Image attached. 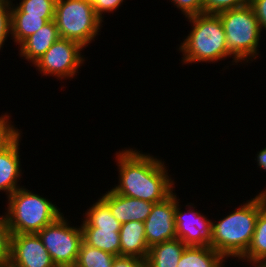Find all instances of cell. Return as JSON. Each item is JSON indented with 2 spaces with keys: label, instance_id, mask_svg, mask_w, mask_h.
<instances>
[{
  "label": "cell",
  "instance_id": "cell-14",
  "mask_svg": "<svg viewBox=\"0 0 266 267\" xmlns=\"http://www.w3.org/2000/svg\"><path fill=\"white\" fill-rule=\"evenodd\" d=\"M59 38L55 21H49L18 46L19 56L34 64Z\"/></svg>",
  "mask_w": 266,
  "mask_h": 267
},
{
  "label": "cell",
  "instance_id": "cell-6",
  "mask_svg": "<svg viewBox=\"0 0 266 267\" xmlns=\"http://www.w3.org/2000/svg\"><path fill=\"white\" fill-rule=\"evenodd\" d=\"M54 21L60 38L87 47L101 31L102 20L87 0H56Z\"/></svg>",
  "mask_w": 266,
  "mask_h": 267
},
{
  "label": "cell",
  "instance_id": "cell-12",
  "mask_svg": "<svg viewBox=\"0 0 266 267\" xmlns=\"http://www.w3.org/2000/svg\"><path fill=\"white\" fill-rule=\"evenodd\" d=\"M102 195L100 198L109 206L112 215L121 224L130 221L144 222L154 205L148 201L115 193L112 189Z\"/></svg>",
  "mask_w": 266,
  "mask_h": 267
},
{
  "label": "cell",
  "instance_id": "cell-32",
  "mask_svg": "<svg viewBox=\"0 0 266 267\" xmlns=\"http://www.w3.org/2000/svg\"><path fill=\"white\" fill-rule=\"evenodd\" d=\"M256 158H257L256 162L259 168L265 170L266 172V147L257 152Z\"/></svg>",
  "mask_w": 266,
  "mask_h": 267
},
{
  "label": "cell",
  "instance_id": "cell-24",
  "mask_svg": "<svg viewBox=\"0 0 266 267\" xmlns=\"http://www.w3.org/2000/svg\"><path fill=\"white\" fill-rule=\"evenodd\" d=\"M9 113L0 116V152L10 147L20 136L21 129L12 125Z\"/></svg>",
  "mask_w": 266,
  "mask_h": 267
},
{
  "label": "cell",
  "instance_id": "cell-1",
  "mask_svg": "<svg viewBox=\"0 0 266 267\" xmlns=\"http://www.w3.org/2000/svg\"><path fill=\"white\" fill-rule=\"evenodd\" d=\"M115 160L119 171L118 184L111 188L115 193L151 203L162 202L173 193L175 182L162 159L127 148L116 152Z\"/></svg>",
  "mask_w": 266,
  "mask_h": 267
},
{
  "label": "cell",
  "instance_id": "cell-11",
  "mask_svg": "<svg viewBox=\"0 0 266 267\" xmlns=\"http://www.w3.org/2000/svg\"><path fill=\"white\" fill-rule=\"evenodd\" d=\"M7 267H56L38 234H12Z\"/></svg>",
  "mask_w": 266,
  "mask_h": 267
},
{
  "label": "cell",
  "instance_id": "cell-29",
  "mask_svg": "<svg viewBox=\"0 0 266 267\" xmlns=\"http://www.w3.org/2000/svg\"><path fill=\"white\" fill-rule=\"evenodd\" d=\"M93 7L97 16L103 21L105 13L119 9L124 0H87Z\"/></svg>",
  "mask_w": 266,
  "mask_h": 267
},
{
  "label": "cell",
  "instance_id": "cell-5",
  "mask_svg": "<svg viewBox=\"0 0 266 267\" xmlns=\"http://www.w3.org/2000/svg\"><path fill=\"white\" fill-rule=\"evenodd\" d=\"M217 15L225 31L228 52L244 64L256 60L259 56L261 29L252 6L248 3Z\"/></svg>",
  "mask_w": 266,
  "mask_h": 267
},
{
  "label": "cell",
  "instance_id": "cell-13",
  "mask_svg": "<svg viewBox=\"0 0 266 267\" xmlns=\"http://www.w3.org/2000/svg\"><path fill=\"white\" fill-rule=\"evenodd\" d=\"M19 142L21 136L10 147L0 152V191H4L7 197L22 187L18 184L22 178Z\"/></svg>",
  "mask_w": 266,
  "mask_h": 267
},
{
  "label": "cell",
  "instance_id": "cell-30",
  "mask_svg": "<svg viewBox=\"0 0 266 267\" xmlns=\"http://www.w3.org/2000/svg\"><path fill=\"white\" fill-rule=\"evenodd\" d=\"M258 19L261 31L266 30V0H249Z\"/></svg>",
  "mask_w": 266,
  "mask_h": 267
},
{
  "label": "cell",
  "instance_id": "cell-2",
  "mask_svg": "<svg viewBox=\"0 0 266 267\" xmlns=\"http://www.w3.org/2000/svg\"><path fill=\"white\" fill-rule=\"evenodd\" d=\"M263 190L218 222L212 221L210 246L225 259L237 257L239 260L249 248L257 217L266 205V189Z\"/></svg>",
  "mask_w": 266,
  "mask_h": 267
},
{
  "label": "cell",
  "instance_id": "cell-17",
  "mask_svg": "<svg viewBox=\"0 0 266 267\" xmlns=\"http://www.w3.org/2000/svg\"><path fill=\"white\" fill-rule=\"evenodd\" d=\"M226 259L211 246H187L177 267H225Z\"/></svg>",
  "mask_w": 266,
  "mask_h": 267
},
{
  "label": "cell",
  "instance_id": "cell-27",
  "mask_svg": "<svg viewBox=\"0 0 266 267\" xmlns=\"http://www.w3.org/2000/svg\"><path fill=\"white\" fill-rule=\"evenodd\" d=\"M11 1L0 0V51L4 42L11 35Z\"/></svg>",
  "mask_w": 266,
  "mask_h": 267
},
{
  "label": "cell",
  "instance_id": "cell-23",
  "mask_svg": "<svg viewBox=\"0 0 266 267\" xmlns=\"http://www.w3.org/2000/svg\"><path fill=\"white\" fill-rule=\"evenodd\" d=\"M19 4H12L11 13H28V15L54 18L56 0H19Z\"/></svg>",
  "mask_w": 266,
  "mask_h": 267
},
{
  "label": "cell",
  "instance_id": "cell-34",
  "mask_svg": "<svg viewBox=\"0 0 266 267\" xmlns=\"http://www.w3.org/2000/svg\"><path fill=\"white\" fill-rule=\"evenodd\" d=\"M252 267H266V264H251Z\"/></svg>",
  "mask_w": 266,
  "mask_h": 267
},
{
  "label": "cell",
  "instance_id": "cell-20",
  "mask_svg": "<svg viewBox=\"0 0 266 267\" xmlns=\"http://www.w3.org/2000/svg\"><path fill=\"white\" fill-rule=\"evenodd\" d=\"M250 264H266V205L260 210L249 248L239 259Z\"/></svg>",
  "mask_w": 266,
  "mask_h": 267
},
{
  "label": "cell",
  "instance_id": "cell-22",
  "mask_svg": "<svg viewBox=\"0 0 266 267\" xmlns=\"http://www.w3.org/2000/svg\"><path fill=\"white\" fill-rule=\"evenodd\" d=\"M115 257L82 242L74 267H112Z\"/></svg>",
  "mask_w": 266,
  "mask_h": 267
},
{
  "label": "cell",
  "instance_id": "cell-8",
  "mask_svg": "<svg viewBox=\"0 0 266 267\" xmlns=\"http://www.w3.org/2000/svg\"><path fill=\"white\" fill-rule=\"evenodd\" d=\"M84 48L76 41L59 38L33 65L43 76L72 79L84 64L85 57L81 55Z\"/></svg>",
  "mask_w": 266,
  "mask_h": 267
},
{
  "label": "cell",
  "instance_id": "cell-7",
  "mask_svg": "<svg viewBox=\"0 0 266 267\" xmlns=\"http://www.w3.org/2000/svg\"><path fill=\"white\" fill-rule=\"evenodd\" d=\"M78 227H72L62 214L37 233L56 267L75 266L83 242L82 229Z\"/></svg>",
  "mask_w": 266,
  "mask_h": 267
},
{
  "label": "cell",
  "instance_id": "cell-15",
  "mask_svg": "<svg viewBox=\"0 0 266 267\" xmlns=\"http://www.w3.org/2000/svg\"><path fill=\"white\" fill-rule=\"evenodd\" d=\"M120 256L146 259L149 247L145 237L144 222L130 221L121 224Z\"/></svg>",
  "mask_w": 266,
  "mask_h": 267
},
{
  "label": "cell",
  "instance_id": "cell-4",
  "mask_svg": "<svg viewBox=\"0 0 266 267\" xmlns=\"http://www.w3.org/2000/svg\"><path fill=\"white\" fill-rule=\"evenodd\" d=\"M7 199L5 216L12 234H36L63 214L50 199L25 187L18 188Z\"/></svg>",
  "mask_w": 266,
  "mask_h": 267
},
{
  "label": "cell",
  "instance_id": "cell-9",
  "mask_svg": "<svg viewBox=\"0 0 266 267\" xmlns=\"http://www.w3.org/2000/svg\"><path fill=\"white\" fill-rule=\"evenodd\" d=\"M179 200L176 195V238L187 246H210L212 220L200 211H196L192 203L185 205L186 210L189 208L188 211L181 210Z\"/></svg>",
  "mask_w": 266,
  "mask_h": 267
},
{
  "label": "cell",
  "instance_id": "cell-18",
  "mask_svg": "<svg viewBox=\"0 0 266 267\" xmlns=\"http://www.w3.org/2000/svg\"><path fill=\"white\" fill-rule=\"evenodd\" d=\"M83 242L115 256H120V233L115 228L81 227Z\"/></svg>",
  "mask_w": 266,
  "mask_h": 267
},
{
  "label": "cell",
  "instance_id": "cell-3",
  "mask_svg": "<svg viewBox=\"0 0 266 267\" xmlns=\"http://www.w3.org/2000/svg\"><path fill=\"white\" fill-rule=\"evenodd\" d=\"M192 30L183 43L179 45L182 52V63L218 62L232 57L233 62L238 61L228 52L225 31L217 14H198L187 17Z\"/></svg>",
  "mask_w": 266,
  "mask_h": 267
},
{
  "label": "cell",
  "instance_id": "cell-25",
  "mask_svg": "<svg viewBox=\"0 0 266 267\" xmlns=\"http://www.w3.org/2000/svg\"><path fill=\"white\" fill-rule=\"evenodd\" d=\"M12 232L5 215H0V267H7L11 258Z\"/></svg>",
  "mask_w": 266,
  "mask_h": 267
},
{
  "label": "cell",
  "instance_id": "cell-21",
  "mask_svg": "<svg viewBox=\"0 0 266 267\" xmlns=\"http://www.w3.org/2000/svg\"><path fill=\"white\" fill-rule=\"evenodd\" d=\"M98 199L83 214L81 227L115 228V232H119L121 223L112 215L109 206L101 198Z\"/></svg>",
  "mask_w": 266,
  "mask_h": 267
},
{
  "label": "cell",
  "instance_id": "cell-26",
  "mask_svg": "<svg viewBox=\"0 0 266 267\" xmlns=\"http://www.w3.org/2000/svg\"><path fill=\"white\" fill-rule=\"evenodd\" d=\"M248 3L249 0H204L203 13L218 14L225 10L239 8Z\"/></svg>",
  "mask_w": 266,
  "mask_h": 267
},
{
  "label": "cell",
  "instance_id": "cell-19",
  "mask_svg": "<svg viewBox=\"0 0 266 267\" xmlns=\"http://www.w3.org/2000/svg\"><path fill=\"white\" fill-rule=\"evenodd\" d=\"M52 20L54 18H42L28 13H11V39H14L16 46L21 45L29 36Z\"/></svg>",
  "mask_w": 266,
  "mask_h": 267
},
{
  "label": "cell",
  "instance_id": "cell-31",
  "mask_svg": "<svg viewBox=\"0 0 266 267\" xmlns=\"http://www.w3.org/2000/svg\"><path fill=\"white\" fill-rule=\"evenodd\" d=\"M141 259L127 256H116L112 267H135Z\"/></svg>",
  "mask_w": 266,
  "mask_h": 267
},
{
  "label": "cell",
  "instance_id": "cell-10",
  "mask_svg": "<svg viewBox=\"0 0 266 267\" xmlns=\"http://www.w3.org/2000/svg\"><path fill=\"white\" fill-rule=\"evenodd\" d=\"M175 211V192L164 201L154 203L149 216L144 221L145 237L149 248L176 239Z\"/></svg>",
  "mask_w": 266,
  "mask_h": 267
},
{
  "label": "cell",
  "instance_id": "cell-28",
  "mask_svg": "<svg viewBox=\"0 0 266 267\" xmlns=\"http://www.w3.org/2000/svg\"><path fill=\"white\" fill-rule=\"evenodd\" d=\"M186 17L203 14L204 0H170Z\"/></svg>",
  "mask_w": 266,
  "mask_h": 267
},
{
  "label": "cell",
  "instance_id": "cell-16",
  "mask_svg": "<svg viewBox=\"0 0 266 267\" xmlns=\"http://www.w3.org/2000/svg\"><path fill=\"white\" fill-rule=\"evenodd\" d=\"M185 245L180 239L165 241L152 246L146 260L149 267H177Z\"/></svg>",
  "mask_w": 266,
  "mask_h": 267
},
{
  "label": "cell",
  "instance_id": "cell-33",
  "mask_svg": "<svg viewBox=\"0 0 266 267\" xmlns=\"http://www.w3.org/2000/svg\"><path fill=\"white\" fill-rule=\"evenodd\" d=\"M135 267H149V264L146 259H143Z\"/></svg>",
  "mask_w": 266,
  "mask_h": 267
}]
</instances>
